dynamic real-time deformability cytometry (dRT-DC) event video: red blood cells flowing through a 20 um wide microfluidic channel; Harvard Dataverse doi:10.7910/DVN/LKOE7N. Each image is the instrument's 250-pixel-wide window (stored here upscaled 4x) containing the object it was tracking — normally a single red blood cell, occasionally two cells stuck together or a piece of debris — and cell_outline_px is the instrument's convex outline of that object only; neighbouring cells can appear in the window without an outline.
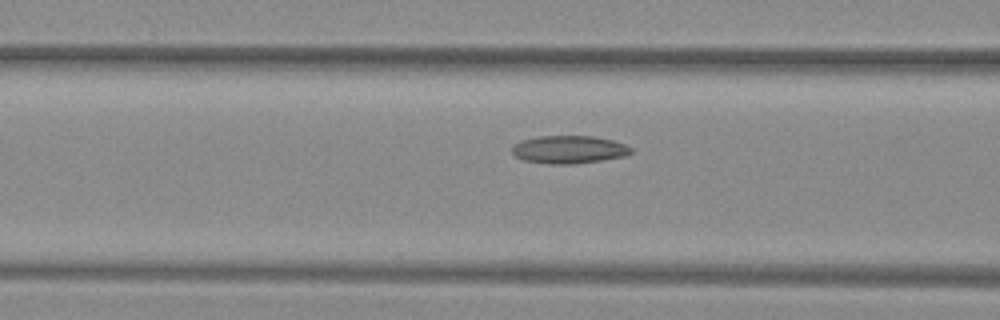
{"species": "common noctule bat (a hibernating species)", "species_latin": "Nyctalus noctula", "temperature_condition": "warm", "stored_images_in_passage": 7, "camera_frame_rate_fps": 3000, "um_per_image_px": 0.085, "animal": {"sex": "female", "body_mass_g": 29.2, "forearm_length_mm": 56.3}, "frame": {"image": 1, "passage_image": 5, "time_ms": 1.333, "image_size_px": [1000, 320], "cell_outline_px": [[632, 152], [624, 156], [600, 160], [568, 164], [548, 164], [524, 160], [516, 156], [512, 152], [512, 148], [520, 140], [540, 136], [592, 136], [612, 140], [624, 144], [632, 148]], "centroid_in_image_um": [48.34, 12.7], "position_along_channel_um": 118.3, "area_um2": 19.07}}